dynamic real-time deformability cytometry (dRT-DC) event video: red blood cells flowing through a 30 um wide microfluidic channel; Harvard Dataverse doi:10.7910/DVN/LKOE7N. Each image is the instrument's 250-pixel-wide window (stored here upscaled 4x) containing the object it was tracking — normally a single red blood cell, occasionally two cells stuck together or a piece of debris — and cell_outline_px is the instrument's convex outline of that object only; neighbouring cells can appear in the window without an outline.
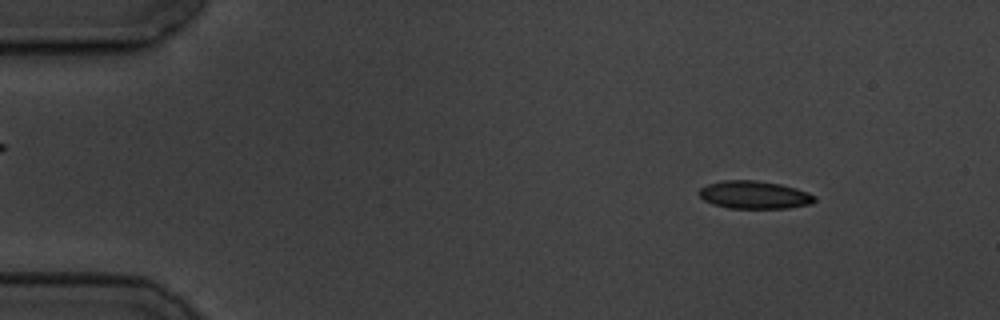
{"species": "common noctule bat (a hibernating species)", "species_latin": "Nyctalus noctula", "temperature_condition": "cold", "stored_images_in_passage": 58, "camera_frame_rate_fps": 3000, "um_per_image_px": 0.085, "animal": {"sex": "male", "body_mass_g": 19.5, "forearm_length_mm": 54.6}, "frame": {"image": 1, "passage_image": 7, "time_ms": 2.0, "image_size_px": [1000, 320], "cell_outline_px": [[816, 200], [812, 204], [788, 208], [728, 208], [712, 204], [704, 200], [700, 196], [700, 188], [708, 184], [724, 180], [756, 180], [780, 184], [796, 188], [808, 192], [816, 196]], "centroid_in_image_um": [64.15, 16.56], "position_along_channel_um": 20.9, "area_um2": 18.79}}
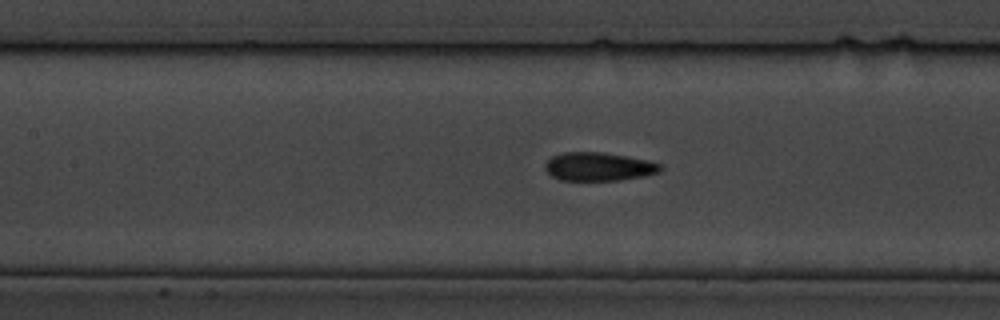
{"frame": {"image": 2, "passage_image": 26, "time_ms": 8.333, "image_size_px": [1000, 320], "cell_outline_px": [[664, 168], [660, 172], [644, 176], [620, 180], [560, 180], [552, 176], [544, 168], [544, 164], [552, 156], [564, 152], [604, 152], [648, 160], [664, 164]], "centroid_in_image_um": [50.93, 14.16], "position_along_channel_um": 156.5, "area_um2": 19.31}}
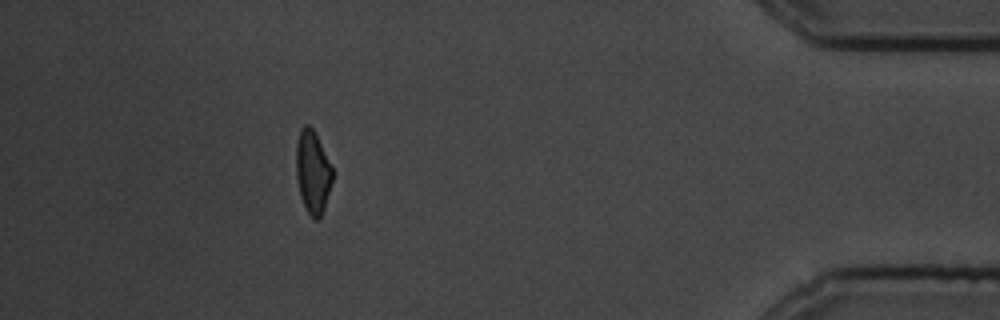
{"frame": {"image": 3, "passage_image": 52, "time_ms": 17.0, "image_size_px": [1000, 320], "cell_outline_px": [[332, 180], [324, 208], [320, 216], [316, 220], [312, 220], [300, 196], [296, 176], [296, 140], [300, 128], [304, 124], [308, 124], [316, 132], [332, 168]], "centroid_in_image_um": [26.55, 14.57], "position_along_channel_um": 408.6, "area_um2": 17.57}, "authors_computed_cell_mechanics": {"area_um2": 18.8717, "velocity_mm_per_s": 3.4878, "shape_relaxation_time_tau1_ms": 4.7969, "shape_relaxation_time_tau2_ms": 2.4848, "deformation_change_tau1": 0.1466, "deformation_change_tau2": 0.086}}